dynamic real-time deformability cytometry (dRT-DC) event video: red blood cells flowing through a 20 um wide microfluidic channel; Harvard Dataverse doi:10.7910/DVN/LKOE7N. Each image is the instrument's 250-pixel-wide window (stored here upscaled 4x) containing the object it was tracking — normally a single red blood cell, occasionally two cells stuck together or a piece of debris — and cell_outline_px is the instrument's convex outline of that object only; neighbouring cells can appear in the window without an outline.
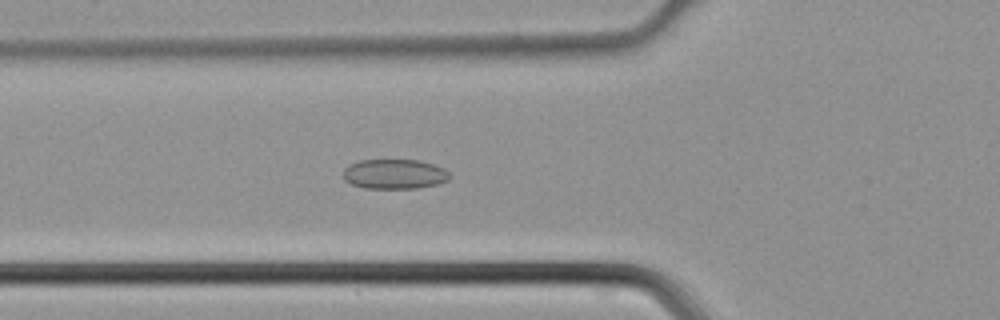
{"species": "common noctule bat (a hibernating species)", "species_latin": "Nyctalus noctula", "temperature_condition": "cold", "stored_images_in_passage": 41, "camera_frame_rate_fps": 3000, "um_per_image_px": 0.085, "animal": {"sex": "male", "body_mass_g": 21.5, "forearm_length_mm": 52.0}, "frame": {"image": 1, "passage_image": 12, "time_ms": 3.667, "image_size_px": [1000, 320], "cell_outline_px": [[452, 176], [448, 180], [440, 184], [416, 188], [364, 188], [352, 184], [344, 180], [344, 168], [348, 164], [360, 160], [420, 160], [444, 168]], "centroid_in_image_um": [33.54, 14.79], "position_along_channel_um": 92.3, "area_um2": 18.61}}
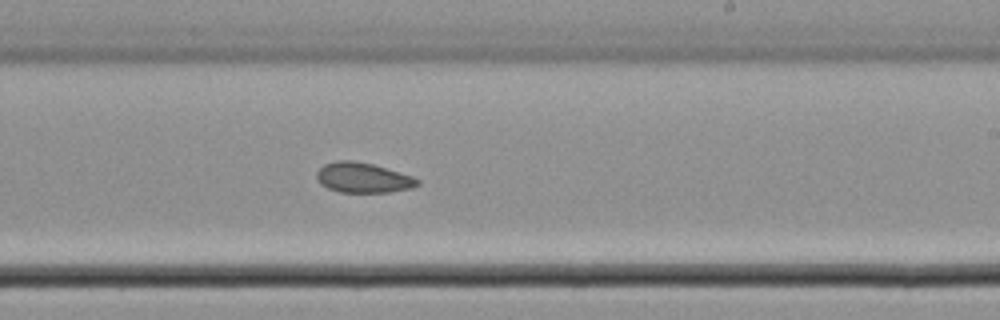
{"frame": {"image": 2, "passage_image": 23, "time_ms": 7.333, "image_size_px": [1000, 320], "cell_outline_px": [[420, 184], [412, 188], [388, 192], [340, 192], [328, 188], [320, 184], [316, 176], [316, 172], [324, 164], [336, 160], [352, 160], [372, 164], [412, 176], [420, 180]], "centroid_in_image_um": [30.84, 15.1], "position_along_channel_um": 258.2, "area_um2": 17.63}}
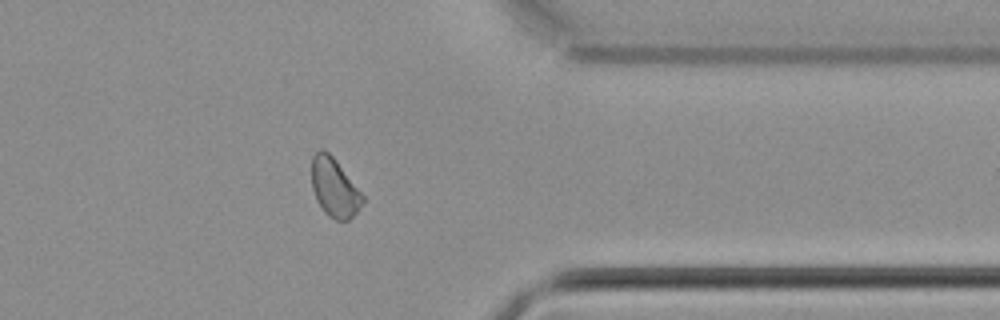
{"frame": {"image": 3, "passage_image": 32, "time_ms": 10.333, "image_size_px": [1000, 320], "cell_outline_px": [[364, 200], [356, 212], [348, 220], [336, 220], [328, 216], [324, 212], [316, 200], [312, 188], [312, 156], [320, 148], [324, 148], [336, 160], [364, 196]], "centroid_in_image_um": [28.4, 15.93], "position_along_channel_um": 383.0, "area_um2": 17.34}}